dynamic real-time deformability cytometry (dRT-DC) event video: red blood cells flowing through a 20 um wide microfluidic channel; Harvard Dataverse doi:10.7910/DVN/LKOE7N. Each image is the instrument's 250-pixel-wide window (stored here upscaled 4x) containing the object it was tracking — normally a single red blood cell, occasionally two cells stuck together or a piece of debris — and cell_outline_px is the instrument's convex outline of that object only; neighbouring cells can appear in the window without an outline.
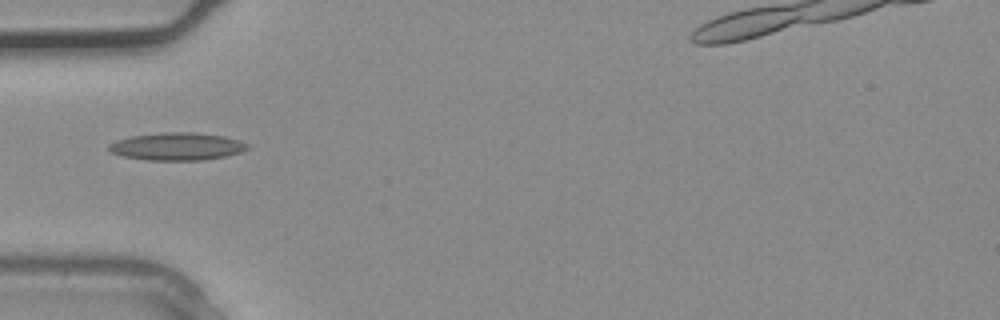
{"species": "common noctule bat (a hibernating species)", "species_latin": "Nyctalus noctula", "temperature_condition": "warm", "stored_images_in_passage": 2, "camera_frame_rate_fps": 3000, "um_per_image_px": 0.085, "animal": {"sex": "male", "body_mass_g": 20.4}, "frame": {"image": 1, "passage_image": 2, "time_ms": 0.333, "image_size_px": [1000, 320], "cell_outline_px": [[252, 148], [240, 152], [224, 156], [204, 160], [148, 160], [124, 156], [112, 152], [108, 148], [108, 144], [116, 140], [128, 136], [164, 132], [196, 132], [224, 136], [240, 140], [252, 144]], "centroid_in_image_um": [15.1, 12.43], "position_along_channel_um": 69.9, "area_um2": 22.54}}